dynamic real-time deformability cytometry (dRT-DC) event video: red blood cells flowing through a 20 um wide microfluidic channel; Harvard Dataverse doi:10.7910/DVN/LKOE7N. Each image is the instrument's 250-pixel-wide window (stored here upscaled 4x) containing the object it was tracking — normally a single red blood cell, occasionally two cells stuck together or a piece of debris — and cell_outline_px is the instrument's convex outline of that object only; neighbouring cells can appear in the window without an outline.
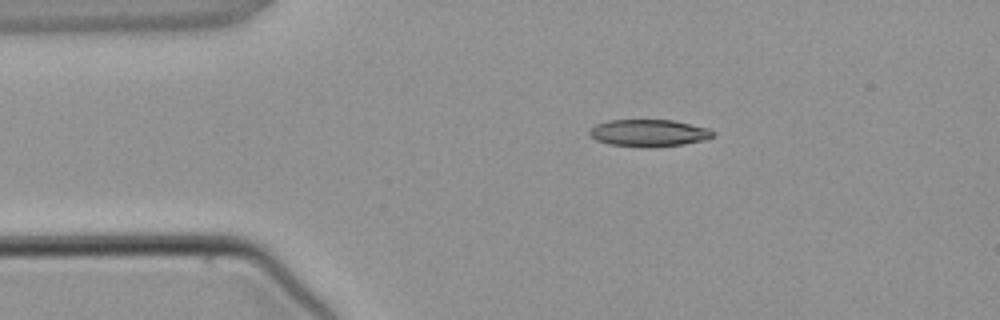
{"species": "common noctule bat (a hibernating species)", "species_latin": "Nyctalus noctula", "temperature_condition": "warm", "stored_images_in_passage": 3, "camera_frame_rate_fps": 3000, "um_per_image_px": 0.085, "animal": {"sex": "male", "body_mass_g": 21.5, "forearm_length_mm": 52.0}, "frame": {"image": 1, "passage_image": 1, "time_ms": 0.0, "image_size_px": [1000, 320], "cell_outline_px": [[716, 132], [712, 136], [704, 140], [684, 144], [648, 148], [608, 144], [596, 140], [588, 132], [596, 124], [608, 120], [672, 120], [708, 128]], "centroid_in_image_um": [55.15, 11.31], "position_along_channel_um": 29.9, "area_um2": 19.48}}